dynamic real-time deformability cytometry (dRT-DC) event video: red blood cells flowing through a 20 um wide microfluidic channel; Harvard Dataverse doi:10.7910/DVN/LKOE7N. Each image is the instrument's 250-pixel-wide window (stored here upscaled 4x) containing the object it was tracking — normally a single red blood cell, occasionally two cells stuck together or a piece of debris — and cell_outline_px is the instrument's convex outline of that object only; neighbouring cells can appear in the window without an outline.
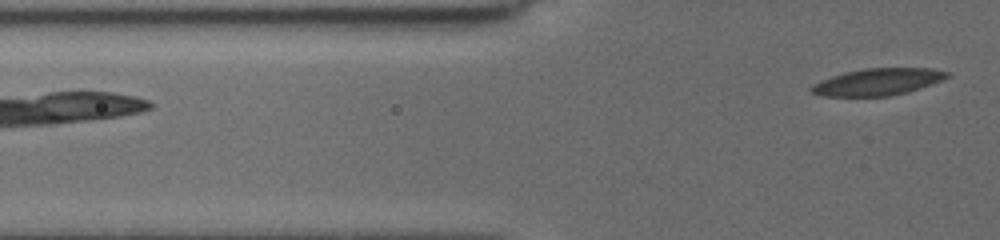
{"species": "common noctule bat (a hibernating species)", "species_latin": "Nyctalus noctula", "temperature_condition": "cold", "stored_images_in_passage": 4, "camera_frame_rate_fps": 3000, "um_per_image_px": 0.085, "animal": {"sex": "female", "body_mass_g": 19.5, "forearm_length_mm": 54.1}, "frame": {"image": 1, "passage_image": 4, "time_ms": 3.333, "image_size_px": [1000, 240], "cell_outline_px": [[952, 72], [948, 76], [940, 80], [908, 92], [888, 96], [820, 96], [808, 92], [808, 88], [812, 84], [820, 80], [844, 72], [864, 68], [928, 68]], "centroid_in_image_um": [74.52, 6.96], "position_along_channel_um": 51.3, "area_um2": 21.33}}